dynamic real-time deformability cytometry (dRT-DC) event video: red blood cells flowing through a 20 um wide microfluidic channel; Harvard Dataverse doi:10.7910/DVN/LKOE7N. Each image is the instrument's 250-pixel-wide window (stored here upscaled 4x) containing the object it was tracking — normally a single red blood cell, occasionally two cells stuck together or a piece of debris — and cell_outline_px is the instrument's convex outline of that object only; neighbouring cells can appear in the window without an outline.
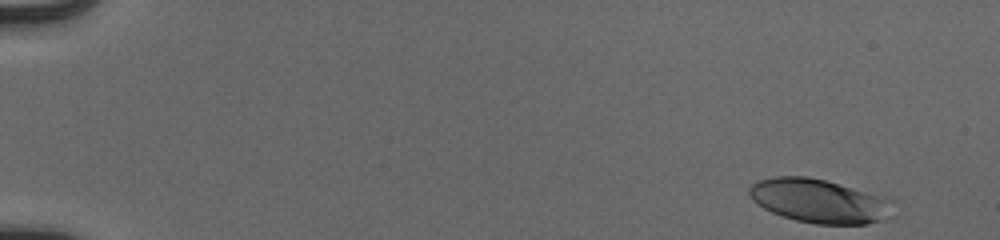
{"species": "human", "species_latin": "Homo sapiens", "temperature_condition": "cold", "stored_images_in_passage": 51, "camera_frame_rate_fps": 3000, "um_per_image_px": 0.085, "donor": {"sex": "male"}, "frame": {"image": 1, "passage_image": 1, "time_ms": 0.0, "image_size_px": [1000, 240], "cell_outline_px": [[896, 200], [880, 220], [868, 224], [816, 224], [796, 220], [772, 212], [756, 204], [752, 200], [748, 192], [748, 188], [752, 184], [760, 180], [776, 176], [808, 176], [892, 196]], "centroid_in_image_um": [69.66, 17.05], "position_along_channel_um": 15.3, "area_um2": 36.99}}
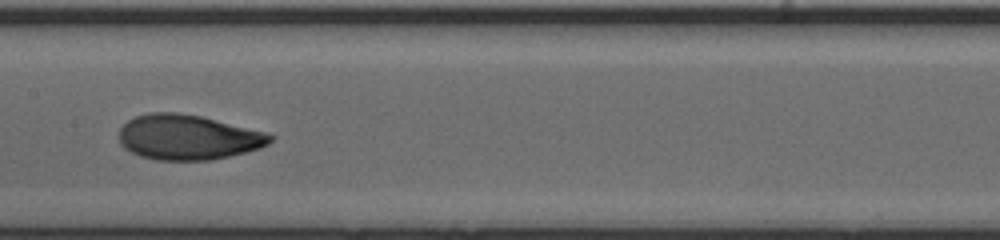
{"frame": {"image": 2, "passage_image": 27, "time_ms": 8.667, "image_size_px": [1000, 240], "cell_outline_px": [[276, 136], [268, 144], [260, 148], [212, 160], [156, 160], [140, 156], [124, 148], [120, 144], [120, 128], [128, 120], [136, 116], [152, 112], [176, 112], [200, 116], [268, 132]], "centroid_in_image_um": [15.99, 11.66], "position_along_channel_um": 191.4, "area_um2": 39.71}}
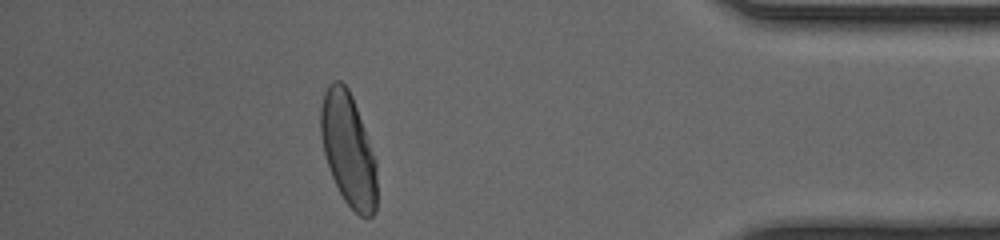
{"frame": {"image": 3, "passage_image": 46, "time_ms": 15.0, "image_size_px": [1000, 240], "cell_outline_px": [[376, 212], [372, 216], [360, 216], [344, 200], [332, 176], [324, 152], [320, 136], [320, 108], [324, 92], [328, 84], [336, 80], [340, 80], [348, 88], [352, 96], [376, 160]], "centroid_in_image_um": [29.59, 12.69], "position_along_channel_um": 405.6, "area_um2": 36.7}, "authors_computed_cell_mechanics": {"area_um2": 37.8012, "velocity_mm_per_s": 3.9187, "shape_relaxation_time_tau1_ms": 3.5195, "shape_relaxation_time_tau2_ms": 1.1088, "deformation_change_tau1": 0.1904, "deformation_change_tau2": 0.061}}